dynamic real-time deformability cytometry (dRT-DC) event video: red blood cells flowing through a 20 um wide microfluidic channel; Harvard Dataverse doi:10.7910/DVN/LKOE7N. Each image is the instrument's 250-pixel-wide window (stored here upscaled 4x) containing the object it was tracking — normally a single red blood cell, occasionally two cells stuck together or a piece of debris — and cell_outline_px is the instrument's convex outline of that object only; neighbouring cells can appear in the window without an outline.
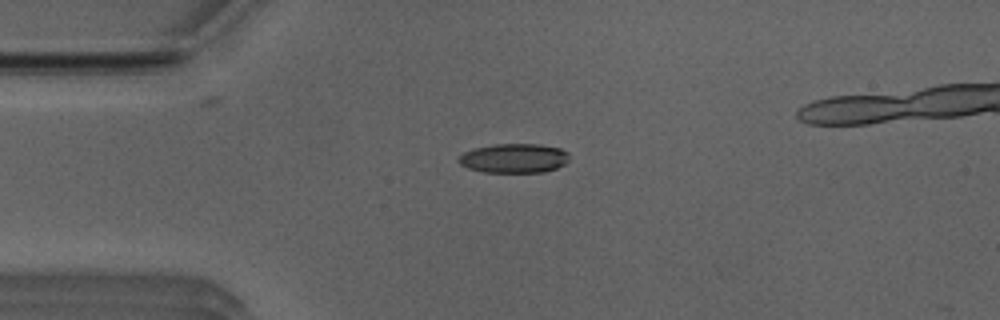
{"species": "Egyptian fruit bat (a non-hibernating species)", "species_latin": "Rousettus aegyptiacus", "temperature_condition": "room temperature", "stored_images_in_passage": 8, "camera_frame_rate_fps": 3000, "um_per_image_px": 0.085, "animal": {"sex": "male"}, "frame": {"image": 1, "passage_image": 1, "time_ms": 0.0, "image_size_px": [1000, 320], "cell_outline_px": [[568, 160], [564, 164], [556, 168], [544, 172], [484, 172], [468, 168], [460, 164], [456, 160], [464, 152], [476, 148], [496, 144], [540, 144], [560, 148], [568, 152]], "centroid_in_image_um": [43.7, 13.45], "position_along_channel_um": 41.3, "area_um2": 18.84}}